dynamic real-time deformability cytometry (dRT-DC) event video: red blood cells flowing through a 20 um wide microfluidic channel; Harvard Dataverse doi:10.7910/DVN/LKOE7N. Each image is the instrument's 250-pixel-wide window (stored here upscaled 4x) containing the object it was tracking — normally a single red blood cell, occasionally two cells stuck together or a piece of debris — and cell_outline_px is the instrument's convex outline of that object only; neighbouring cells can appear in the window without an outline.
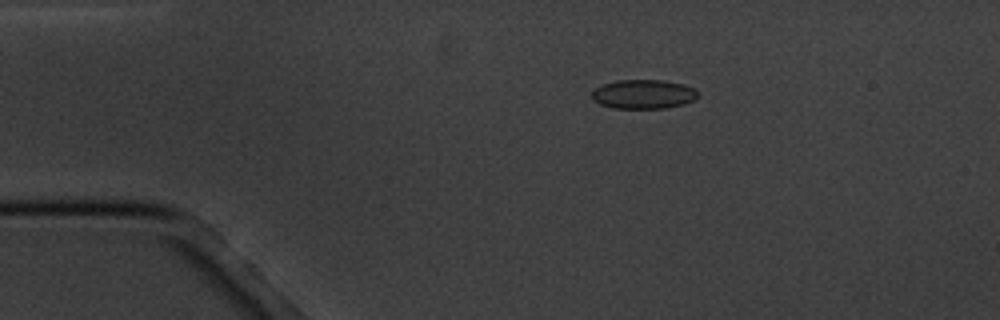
{"species": "common noctule bat (a hibernating species)", "species_latin": "Nyctalus noctula", "temperature_condition": "cold", "stored_images_in_passage": 7, "camera_frame_rate_fps": 3000, "um_per_image_px": 0.085, "animal": {"sex": "male", "body_mass_g": 20.1, "forearm_length_mm": 53.5}, "frame": {"image": 1, "passage_image": 4, "time_ms": 3.333, "image_size_px": [1000, 320], "cell_outline_px": [[696, 96], [692, 100], [684, 104], [664, 108], [616, 108], [600, 104], [592, 100], [592, 92], [596, 88], [604, 84], [616, 80], [664, 80], [684, 84], [696, 88]], "centroid_in_image_um": [54.69, 8.0], "position_along_channel_um": 30.3, "area_um2": 17.92}}
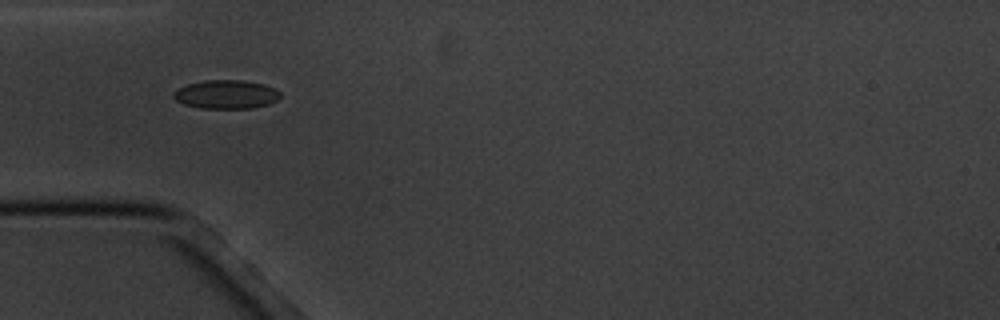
{"frame": {"image": 2, "passage_image": 6, "time_ms": 5.667, "image_size_px": [1000, 320], "cell_outline_px": [[280, 96], [276, 100], [268, 104], [252, 108], [200, 108], [184, 104], [176, 100], [172, 96], [172, 92], [176, 88], [188, 84], [204, 80], [244, 80], [264, 84], [276, 88], [280, 92]], "centroid_in_image_um": [19.2, 8.01], "position_along_channel_um": 65.8, "area_um2": 17.98}}
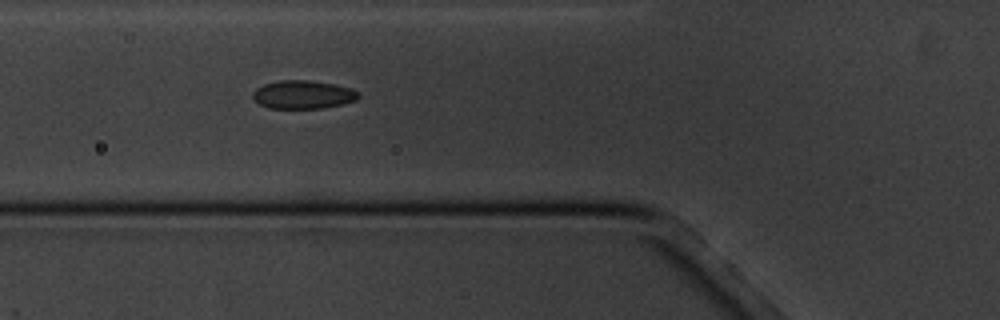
{"frame": {"image": 3, "passage_image": 7, "time_ms": 6.667, "image_size_px": [1000, 320], "cell_outline_px": [[360, 96], [356, 100], [324, 108], [268, 108], [260, 104], [252, 96], [252, 92], [256, 88], [264, 84], [280, 80], [308, 80], [332, 84], [352, 88], [360, 92]], "centroid_in_image_um": [25.76, 8.04], "position_along_channel_um": 100.0, "area_um2": 17.4}}